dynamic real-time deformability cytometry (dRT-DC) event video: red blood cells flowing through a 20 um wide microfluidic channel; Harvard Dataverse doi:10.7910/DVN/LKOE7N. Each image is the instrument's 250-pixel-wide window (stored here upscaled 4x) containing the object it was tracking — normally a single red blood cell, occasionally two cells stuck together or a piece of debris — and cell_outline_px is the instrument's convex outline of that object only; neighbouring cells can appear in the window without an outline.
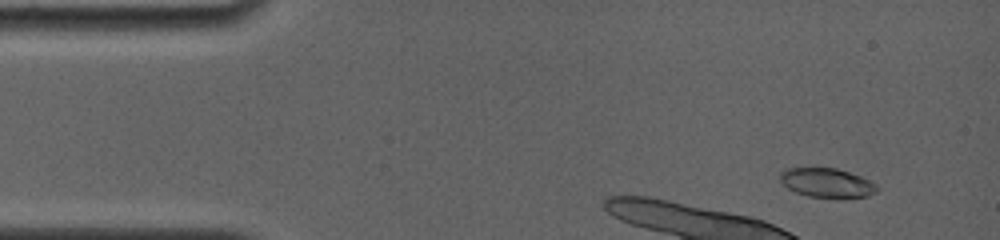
{"species": "common noctule bat (a hibernating species)", "species_latin": "Nyctalus noctula", "temperature_condition": "room temperature", "stored_images_in_passage": 5, "camera_frame_rate_fps": 4000, "um_per_image_px": 0.085, "animal": {"sex": "female", "body_mass_g": 19.0, "forearm_length_mm": 56.7}, "frame": {"image": 1, "passage_image": 2, "time_ms": 1.0, "image_size_px": [1000, 240], "cell_outline_px": [[876, 192], [868, 196], [808, 196], [796, 192], [788, 188], [780, 180], [780, 172], [784, 168], [836, 168], [860, 176], [876, 184]], "centroid_in_image_um": [70.23, 15.5], "position_along_channel_um": 14.8, "area_um2": 15.95}}